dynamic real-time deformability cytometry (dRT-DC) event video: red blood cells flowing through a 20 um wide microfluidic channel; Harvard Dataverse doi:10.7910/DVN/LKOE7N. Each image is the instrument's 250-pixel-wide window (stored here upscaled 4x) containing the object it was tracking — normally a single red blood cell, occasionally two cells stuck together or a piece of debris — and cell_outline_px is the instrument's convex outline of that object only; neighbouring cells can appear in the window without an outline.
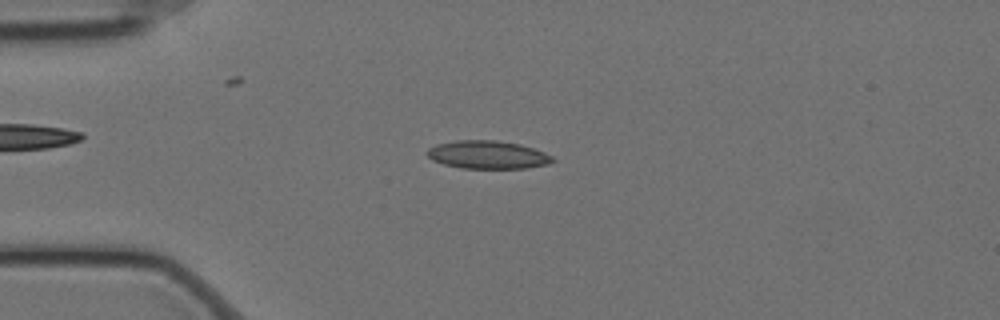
{"species": "Egyptian fruit bat (a non-hibernating species)", "species_latin": "Rousettus aegyptiacus", "temperature_condition": "cold", "stored_images_in_passage": 46, "camera_frame_rate_fps": 3000, "um_per_image_px": 0.085, "animal": {"sex": "female"}, "frame": {"image": 1, "passage_image": 3, "time_ms": 0.667, "image_size_px": [1000, 320], "cell_outline_px": [[556, 160], [548, 164], [528, 168], [464, 168], [444, 164], [432, 160], [424, 152], [428, 148], [436, 144], [456, 140], [496, 140], [520, 144], [544, 152], [552, 156]], "centroid_in_image_um": [41.44, 13.15], "position_along_channel_um": 43.6, "area_um2": 20.58}}
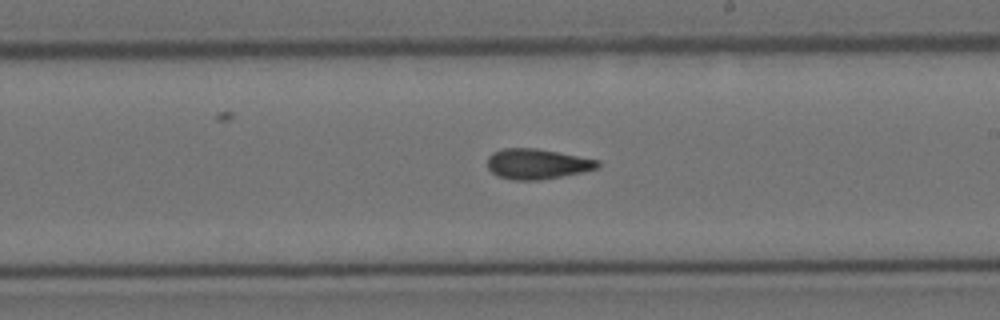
{"frame": {"image": 2, "passage_image": 22, "time_ms": 7.0, "image_size_px": [1000, 320], "cell_outline_px": [[600, 168], [540, 180], [512, 180], [496, 176], [488, 168], [488, 156], [492, 152], [504, 148], [536, 148], [600, 160]], "centroid_in_image_um": [45.64, 13.93], "position_along_channel_um": 243.4, "area_um2": 19.48}}
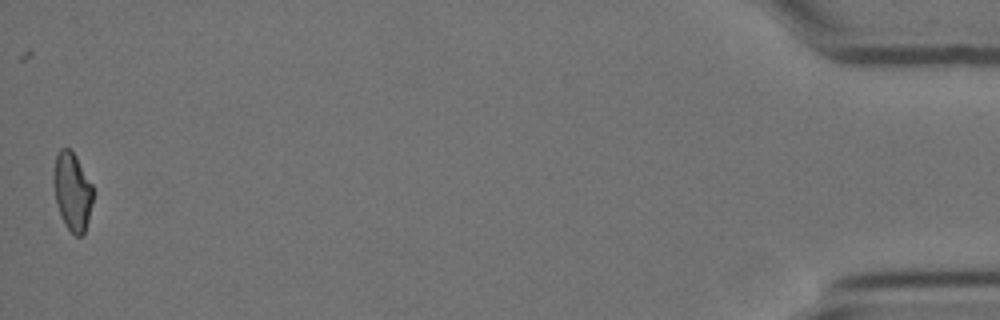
{"frame": {"image": 3, "passage_image": 46, "time_ms": 15.0, "image_size_px": [1000, 320], "cell_outline_px": [[92, 204], [84, 236], [76, 236], [64, 224], [60, 216], [56, 204], [56, 156], [60, 148], [68, 148], [76, 156], [92, 184]], "centroid_in_image_um": [6.19, 16.34], "position_along_channel_um": 429.0, "area_um2": 17.34}, "authors_computed_cell_mechanics": {"area_um2": 19.1318, "velocity_mm_per_s": 3.4827, "shape_relaxation_time_tau1_ms": null, "shape_relaxation_time_tau2_ms": 2.96, "deformation_change_tau1": null, "deformation_change_tau2": 0.0978}}